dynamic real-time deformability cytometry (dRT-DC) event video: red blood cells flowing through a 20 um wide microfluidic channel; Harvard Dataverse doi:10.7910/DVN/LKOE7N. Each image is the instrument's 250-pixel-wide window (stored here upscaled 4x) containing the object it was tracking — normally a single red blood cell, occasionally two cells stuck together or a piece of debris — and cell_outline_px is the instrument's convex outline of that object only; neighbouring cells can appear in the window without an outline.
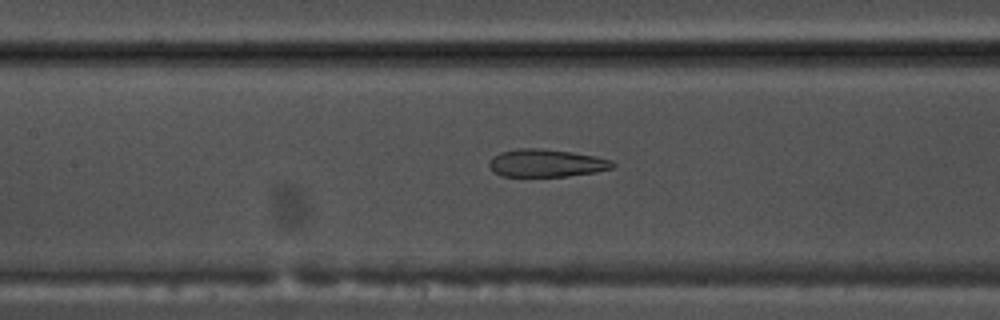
{"species": "common noctule bat (a hibernating species)", "species_latin": "Nyctalus noctula", "temperature_condition": "warm", "stored_images_in_passage": 54, "camera_frame_rate_fps": 3000, "um_per_image_px": 0.085, "animal": {"sex": "male", "body_mass_g": 17.5, "forearm_length_mm": 52.3}, "frame": {"image": 1, "passage_image": 25, "time_ms": 8.0, "image_size_px": [1000, 320], "cell_outline_px": [[616, 164], [612, 168], [596, 172], [568, 176], [500, 176], [492, 172], [488, 164], [492, 156], [500, 152], [516, 148], [536, 148], [572, 152], [596, 156], [612, 160]], "centroid_in_image_um": [46.41, 13.86], "position_along_channel_um": 161.0, "area_um2": 20.11}}
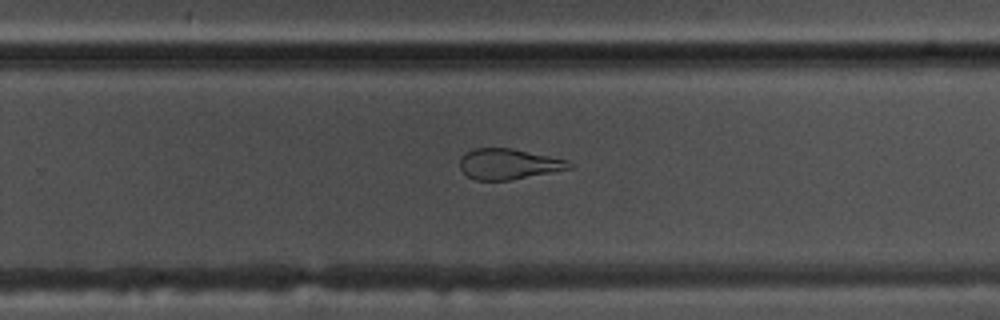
{"frame": {"image": 2, "passage_image": 35, "time_ms": 11.333, "image_size_px": [1000, 320], "cell_outline_px": [[572, 168], [508, 180], [476, 180], [468, 176], [460, 168], [460, 156], [464, 152], [472, 148], [512, 148], [568, 160], [572, 164]], "centroid_in_image_um": [43.18, 13.92], "position_along_channel_um": 286.6, "area_um2": 19.42}}
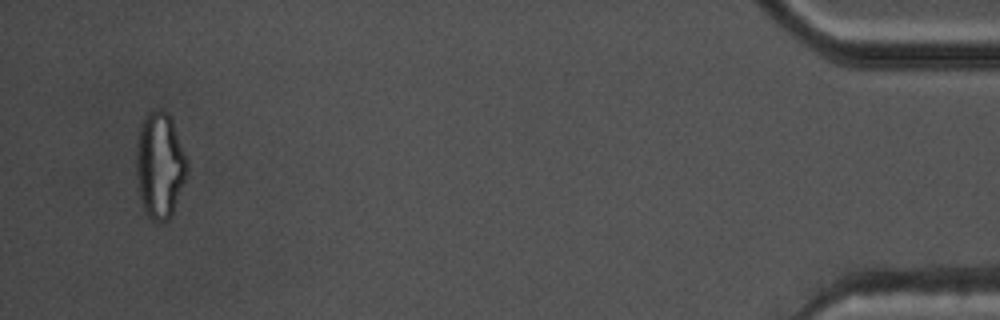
{"frame": {"image": 3, "passage_image": 52, "time_ms": 17.0, "image_size_px": [1000, 320], "cell_outline_px": [[188, 172], [172, 212], [168, 220], [160, 224], [152, 220], [144, 212], [136, 188], [136, 140], [140, 124], [144, 116], [148, 112], [160, 108], [168, 112], [172, 120], [188, 160]], "centroid_in_image_um": [13.55, 14.04], "position_along_channel_um": 421.6, "area_um2": 32.14}, "authors_computed_cell_mechanics": {"area_um2": 24.9118, "velocity_mm_per_s": 3.7859, "shape_relaxation_time_tau1_ms": null, "shape_relaxation_time_tau2_ms": 2.0596, "deformation_change_tau1": null, "deformation_change_tau2": 0.121}}